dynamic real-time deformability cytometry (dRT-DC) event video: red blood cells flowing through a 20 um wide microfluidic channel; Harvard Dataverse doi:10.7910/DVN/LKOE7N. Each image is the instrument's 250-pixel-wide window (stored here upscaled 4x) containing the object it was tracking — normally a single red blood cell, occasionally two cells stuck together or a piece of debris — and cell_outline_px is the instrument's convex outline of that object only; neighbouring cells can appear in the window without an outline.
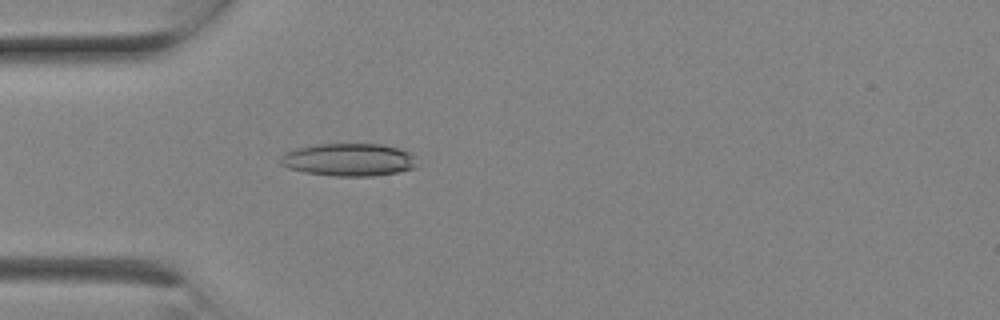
{"species": "Egyptian fruit bat (a non-hibernating species)", "species_latin": "Rousettus aegyptiacus", "temperature_condition": "room temperature", "stored_images_in_passage": 2, "camera_frame_rate_fps": 3000, "um_per_image_px": 0.085, "animal": {"sex": "female"}, "frame": {"image": 1, "passage_image": 2, "time_ms": 0.333, "image_size_px": [1000, 320], "cell_outline_px": [[416, 168], [396, 172], [372, 176], [336, 176], [304, 172], [288, 168], [280, 164], [280, 156], [296, 148], [316, 144], [380, 144], [400, 148], [412, 152], [416, 164]], "centroid_in_image_um": [29.66, 13.57], "position_along_channel_um": 55.3, "area_um2": 26.07}}